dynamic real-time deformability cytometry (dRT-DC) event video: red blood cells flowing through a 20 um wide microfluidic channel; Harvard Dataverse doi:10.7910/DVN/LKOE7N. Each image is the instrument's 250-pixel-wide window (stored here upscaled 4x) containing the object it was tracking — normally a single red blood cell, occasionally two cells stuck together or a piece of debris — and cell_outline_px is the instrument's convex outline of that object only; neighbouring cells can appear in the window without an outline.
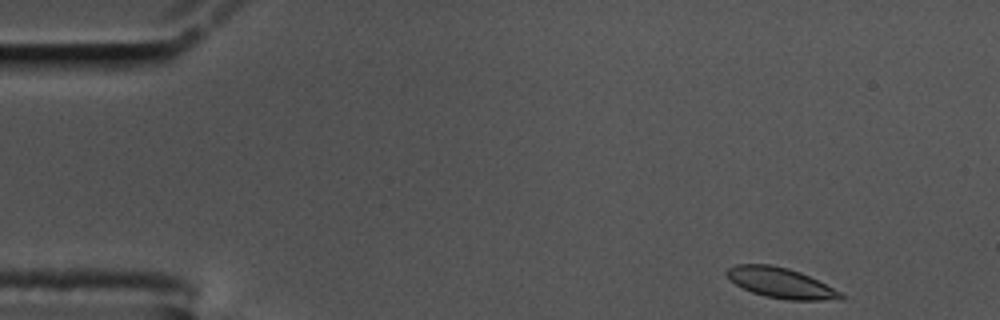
{"species": "common noctule bat (a hibernating species)", "species_latin": "Nyctalus noctula", "temperature_condition": "cold", "stored_images_in_passage": 13, "camera_frame_rate_fps": 3000, "um_per_image_px": 0.085, "animal": {"sex": "male", "body_mass_g": 17.5, "forearm_length_mm": 52.3}, "frame": {"image": 1, "passage_image": 1, "time_ms": 0.0, "image_size_px": [1000, 320], "cell_outline_px": [[844, 300], [788, 300], [764, 296], [752, 292], [736, 284], [724, 272], [728, 268], [736, 264], [768, 264], [788, 268], [800, 272], [840, 292], [844, 296]], "centroid_in_image_um": [66.36, 24.05], "position_along_channel_um": 18.6, "area_um2": 19.88}}
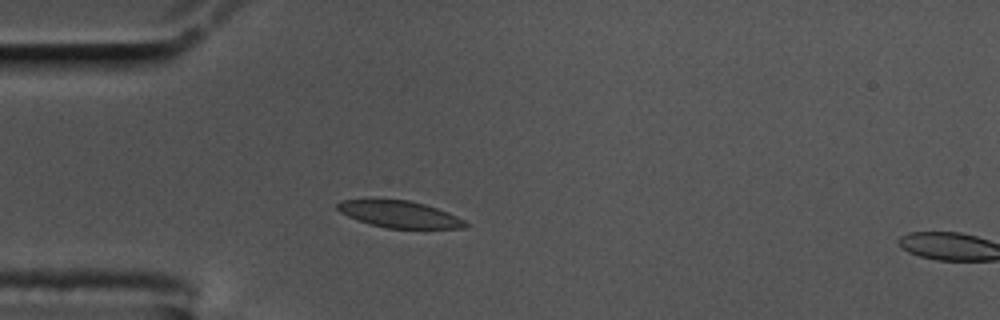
{"frame": {"image": 2, "passage_image": 11, "time_ms": 3.333, "image_size_px": [1000, 320], "cell_outline_px": [[472, 224], [464, 228], [388, 228], [372, 224], [348, 216], [340, 212], [336, 208], [336, 204], [344, 200], [368, 196], [372, 196], [408, 200], [424, 204], [436, 208], [456, 216]], "centroid_in_image_um": [33.89, 18.15], "position_along_channel_um": 51.1, "area_um2": 20.52}}